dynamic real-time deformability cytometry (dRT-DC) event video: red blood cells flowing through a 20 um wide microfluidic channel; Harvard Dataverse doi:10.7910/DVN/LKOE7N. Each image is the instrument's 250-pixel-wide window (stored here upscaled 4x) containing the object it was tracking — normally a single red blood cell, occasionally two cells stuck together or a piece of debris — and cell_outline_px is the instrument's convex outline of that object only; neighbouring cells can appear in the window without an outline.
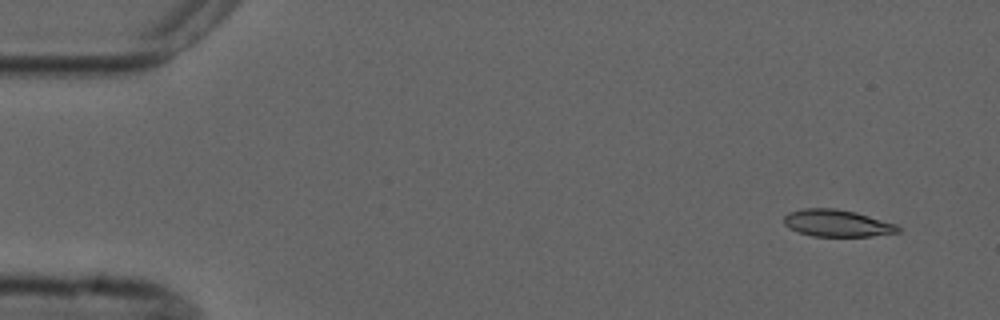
{"species": "common noctule bat (a hibernating species)", "species_latin": "Nyctalus noctula", "temperature_condition": "cold", "stored_images_in_passage": 3, "camera_frame_rate_fps": 3000, "um_per_image_px": 0.085, "animal": {"sex": "male", "forearm_length_mm": 52.5}, "frame": {"image": 1, "passage_image": 3, "time_ms": 2.667, "image_size_px": [1000, 320], "cell_outline_px": [[900, 232], [872, 236], [812, 236], [800, 232], [784, 224], [784, 216], [788, 212], [804, 208], [836, 208], [856, 212], [896, 224], [900, 228]], "centroid_in_image_um": [71.16, 18.96], "position_along_channel_um": 13.8, "area_um2": 17.86}}